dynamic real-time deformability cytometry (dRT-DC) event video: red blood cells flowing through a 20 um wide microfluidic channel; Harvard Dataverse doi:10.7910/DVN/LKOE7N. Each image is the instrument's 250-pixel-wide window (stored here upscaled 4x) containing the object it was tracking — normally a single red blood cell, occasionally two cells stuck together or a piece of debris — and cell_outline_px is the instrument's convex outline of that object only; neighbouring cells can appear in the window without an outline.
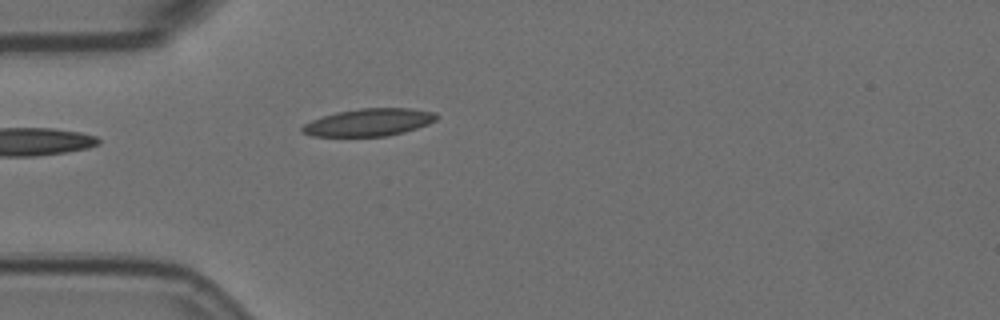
{"species": "Egyptian fruit bat (a non-hibernating species)", "species_latin": "Rousettus aegyptiacus", "temperature_condition": "room temperature", "stored_images_in_passage": 4, "camera_frame_rate_fps": 3000, "um_per_image_px": 0.085, "animal": {"sex": "female"}, "frame": {"image": 1, "passage_image": 4, "time_ms": 1.0, "image_size_px": [1000, 320], "cell_outline_px": [[440, 116], [436, 120], [428, 124], [404, 132], [388, 136], [312, 136], [300, 132], [300, 128], [304, 124], [312, 120], [336, 112], [360, 108], [408, 108], [436, 112]], "centroid_in_image_um": [31.37, 10.39], "position_along_channel_um": 53.6, "area_um2": 21.56}}